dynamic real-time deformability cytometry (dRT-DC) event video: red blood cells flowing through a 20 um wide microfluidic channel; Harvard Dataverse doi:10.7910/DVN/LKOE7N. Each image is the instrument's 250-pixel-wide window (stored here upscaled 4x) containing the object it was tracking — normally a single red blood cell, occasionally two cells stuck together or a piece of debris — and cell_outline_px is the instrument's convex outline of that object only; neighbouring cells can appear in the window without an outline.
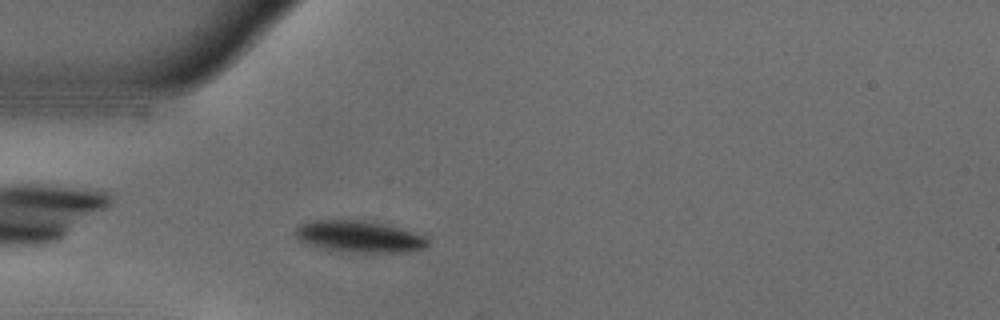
{"species": "common noctule bat (a hibernating species)", "species_latin": "Nyctalus noctula", "temperature_condition": "warm", "stored_images_in_passage": 33, "camera_frame_rate_fps": 3000, "um_per_image_px": 0.085, "animal": {"sex": "male", "body_mass_g": 18.8}, "frame": {"image": 1, "passage_image": 2, "time_ms": 0.333, "image_size_px": [1000, 320], "cell_outline_px": [[428, 244], [424, 248], [408, 252], [360, 252], [320, 248], [296, 240], [292, 232], [300, 224], [308, 220], [364, 220], [384, 224], [428, 236]], "centroid_in_image_um": [30.49, 20.1], "position_along_channel_um": 54.5, "area_um2": 24.57}}
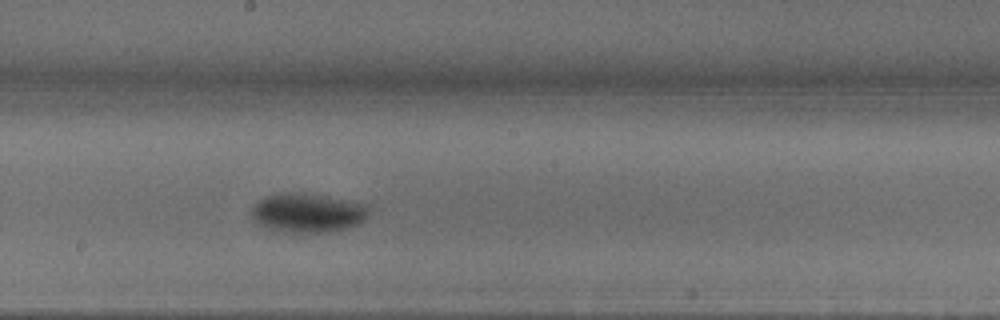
{"frame": {"image": 2, "passage_image": 16, "time_ms": 5.0, "image_size_px": [1000, 320], "cell_outline_px": [[368, 216], [364, 220], [348, 228], [328, 232], [284, 232], [268, 228], [260, 224], [252, 216], [252, 204], [276, 192], [304, 192], [328, 196], [368, 204]], "centroid_in_image_um": [26.16, 18.07], "position_along_channel_um": 222.0, "area_um2": 26.93}}
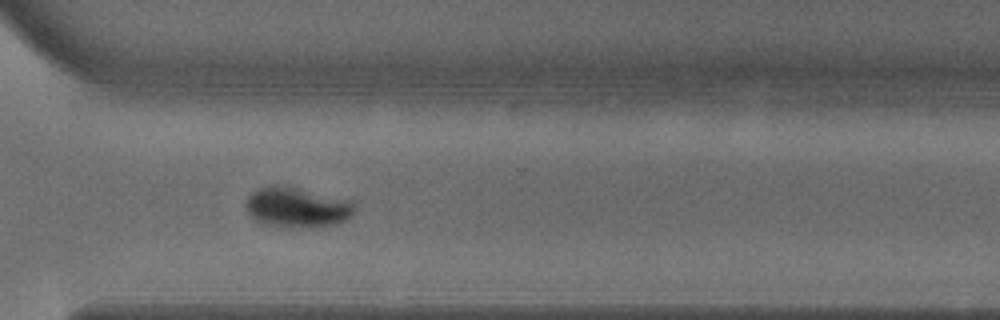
{"frame": {"image": 3, "passage_image": 26, "time_ms": 8.333, "image_size_px": [1000, 320], "cell_outline_px": [[352, 216], [336, 224], [316, 228], [296, 228], [264, 224], [256, 220], [248, 212], [248, 196], [256, 188], [276, 184], [292, 184], [352, 200]], "centroid_in_image_um": [25.28, 17.58], "position_along_channel_um": 345.3, "area_um2": 26.13}, "authors_computed_cell_mechanics": {"area_um2": 26.9348, "velocity_mm_per_s": 3.7069, "shape_relaxation_time_tau1_ms": 3.6524, "shape_relaxation_time_tau2_ms": null, "deformation_change_tau1": 0.1772, "deformation_change_tau2": null}}